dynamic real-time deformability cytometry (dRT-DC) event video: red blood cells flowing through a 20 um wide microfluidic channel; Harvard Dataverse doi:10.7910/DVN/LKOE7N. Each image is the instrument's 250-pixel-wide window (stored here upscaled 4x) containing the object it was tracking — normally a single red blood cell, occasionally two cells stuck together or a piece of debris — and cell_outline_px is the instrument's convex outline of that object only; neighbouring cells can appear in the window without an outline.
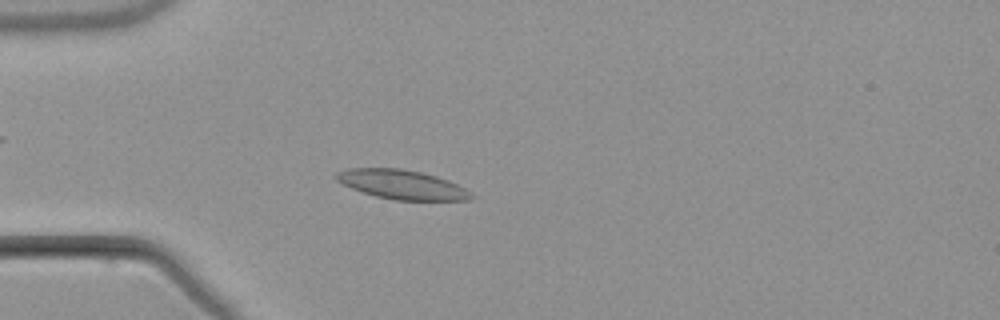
{"species": "common noctule bat (a hibernating species)", "species_latin": "Nyctalus noctula", "temperature_condition": "warm", "stored_images_in_passage": 4, "camera_frame_rate_fps": 3000, "um_per_image_px": 0.085, "animal": {"sex": "male", "body_mass_g": 21.5, "forearm_length_mm": 52.0}, "frame": {"image": 1, "passage_image": 4, "time_ms": 3.667, "image_size_px": [1000, 320], "cell_outline_px": [[476, 196], [472, 200], [392, 200], [376, 196], [352, 188], [336, 180], [332, 176], [336, 172], [348, 168], [400, 168], [420, 172], [436, 176], [448, 180], [472, 192]], "centroid_in_image_um": [34.17, 15.69], "position_along_channel_um": 50.8, "area_um2": 23.06}}